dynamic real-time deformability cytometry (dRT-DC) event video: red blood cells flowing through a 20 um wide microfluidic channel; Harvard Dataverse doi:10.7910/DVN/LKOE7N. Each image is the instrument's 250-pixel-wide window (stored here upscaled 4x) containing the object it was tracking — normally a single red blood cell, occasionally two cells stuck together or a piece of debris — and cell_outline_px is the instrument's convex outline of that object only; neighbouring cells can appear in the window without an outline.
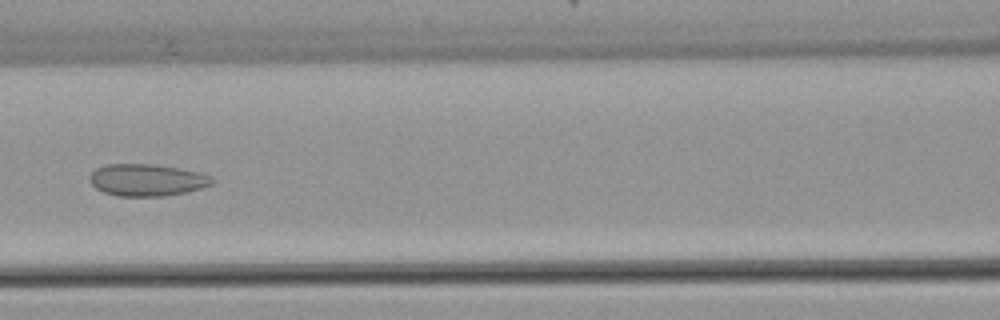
{"species": "common noctule bat (a hibernating species)", "species_latin": "Nyctalus noctula", "temperature_condition": "warm", "stored_images_in_passage": 6, "camera_frame_rate_fps": 3000, "um_per_image_px": 0.085, "animal": {"sex": "female", "body_mass_g": 22.7, "forearm_length_mm": 54.2}, "frame": {"image": 1, "passage_image": 5, "time_ms": 5.667, "image_size_px": [1000, 320], "cell_outline_px": [[216, 180], [212, 184], [188, 192], [164, 196], [120, 196], [104, 192], [96, 188], [88, 180], [88, 176], [96, 168], [104, 164], [152, 164], [180, 168], [200, 172], [212, 176]], "centroid_in_image_um": [12.5, 15.29], "position_along_channel_um": 154.1, "area_um2": 23.06}}